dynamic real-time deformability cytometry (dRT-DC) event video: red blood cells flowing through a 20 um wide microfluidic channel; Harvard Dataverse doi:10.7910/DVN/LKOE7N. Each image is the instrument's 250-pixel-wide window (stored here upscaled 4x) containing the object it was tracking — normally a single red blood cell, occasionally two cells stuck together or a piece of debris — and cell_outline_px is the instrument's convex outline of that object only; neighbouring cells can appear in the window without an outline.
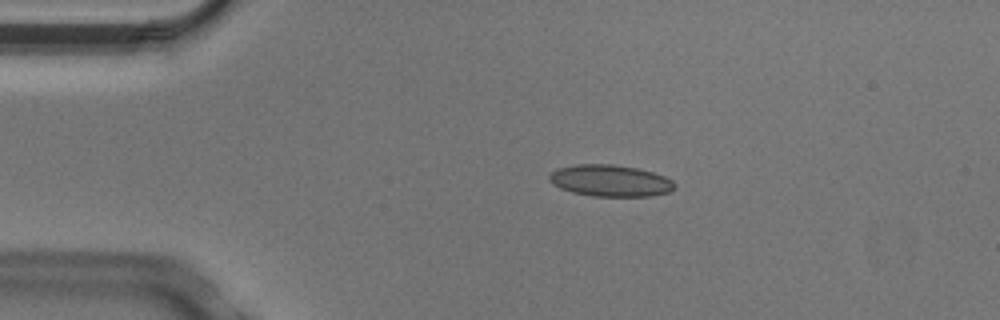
{"species": "Egyptian fruit bat (a non-hibernating species)", "species_latin": "Rousettus aegyptiacus", "temperature_condition": "cold", "stored_images_in_passage": 3, "camera_frame_rate_fps": 3000, "um_per_image_px": 0.085, "animal": {"sex": "male"}, "frame": {"image": 1, "passage_image": 2, "time_ms": 0.333, "image_size_px": [1000, 320], "cell_outline_px": [[676, 188], [668, 192], [652, 196], [592, 196], [572, 192], [560, 188], [552, 184], [548, 180], [548, 176], [556, 168], [576, 164], [612, 164], [636, 168], [652, 172], [664, 176], [672, 180], [676, 184]], "centroid_in_image_um": [51.85, 15.36], "position_along_channel_um": 33.1, "area_um2": 23.24}}